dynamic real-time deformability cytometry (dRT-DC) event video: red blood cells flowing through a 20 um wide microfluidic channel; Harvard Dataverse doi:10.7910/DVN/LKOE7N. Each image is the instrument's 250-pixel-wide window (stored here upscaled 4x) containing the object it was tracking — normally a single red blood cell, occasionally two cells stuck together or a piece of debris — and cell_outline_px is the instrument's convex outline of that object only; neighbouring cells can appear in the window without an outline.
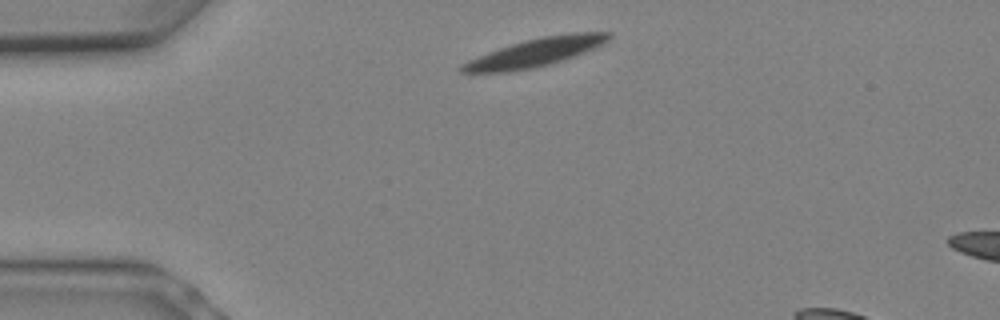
{"species": "Egyptian fruit bat (a non-hibernating species)", "species_latin": "Rousettus aegyptiacus", "temperature_condition": "warm", "stored_images_in_passage": 4, "camera_frame_rate_fps": 3000, "um_per_image_px": 0.085, "animal": {"sex": "female"}, "frame": {"image": 1, "passage_image": 1, "time_ms": 0.0, "image_size_px": [1000, 320], "cell_outline_px": [[612, 36], [604, 44], [564, 60], [532, 68], [508, 72], [460, 72], [460, 64], [468, 60], [488, 52], [524, 40], [544, 36], [576, 32], [612, 32]], "centroid_in_image_um": [45.53, 4.45], "position_along_channel_um": 39.5, "area_um2": 23.93}}
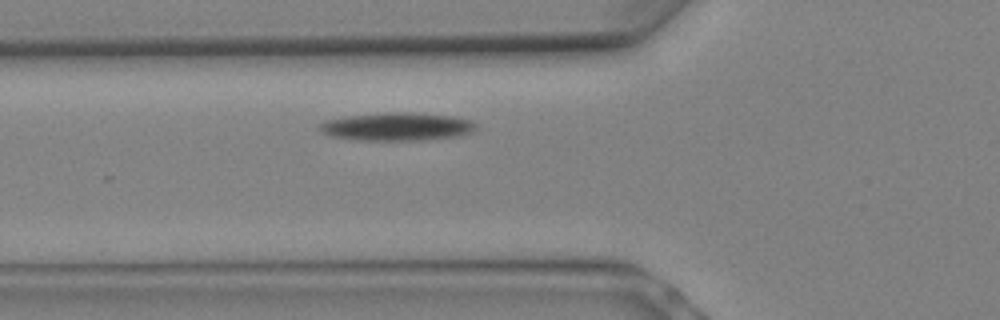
{"frame": {"image": 2, "passage_image": 4, "time_ms": 1.0, "image_size_px": [1000, 320], "cell_outline_px": [[476, 128], [472, 132], [460, 136], [424, 140], [356, 140], [328, 136], [320, 132], [316, 128], [324, 120], [348, 116], [384, 112], [412, 112], [452, 116], [468, 120], [476, 124]], "centroid_in_image_um": [33.68, 10.77], "position_along_channel_um": 92.1, "area_um2": 25.89}}